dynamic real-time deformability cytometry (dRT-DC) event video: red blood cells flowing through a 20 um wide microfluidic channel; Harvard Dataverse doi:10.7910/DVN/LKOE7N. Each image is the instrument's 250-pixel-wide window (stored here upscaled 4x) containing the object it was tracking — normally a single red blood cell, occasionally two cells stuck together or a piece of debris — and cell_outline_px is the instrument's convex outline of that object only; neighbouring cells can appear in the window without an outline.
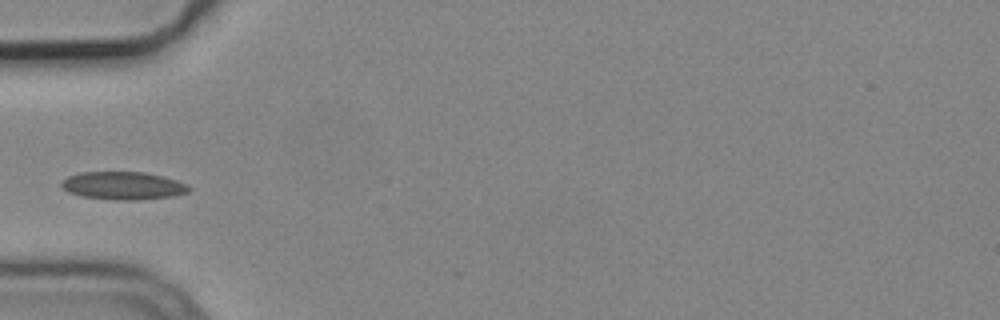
{"species": "common noctule bat (a hibernating species)", "species_latin": "Nyctalus noctula", "temperature_condition": "cold", "stored_images_in_passage": 5, "camera_frame_rate_fps": 3000, "um_per_image_px": 0.085, "animal": {"sex": "male", "body_mass_g": 19.2, "forearm_length_mm": 51.8}, "frame": {"image": 1, "passage_image": 4, "time_ms": 1.0, "image_size_px": [1000, 320], "cell_outline_px": [[192, 188], [188, 192], [172, 196], [140, 200], [112, 200], [84, 196], [68, 192], [60, 184], [68, 176], [80, 172], [144, 172], [176, 180], [188, 184]], "centroid_in_image_um": [10.49, 15.78], "position_along_channel_um": 74.5, "area_um2": 20.63}}
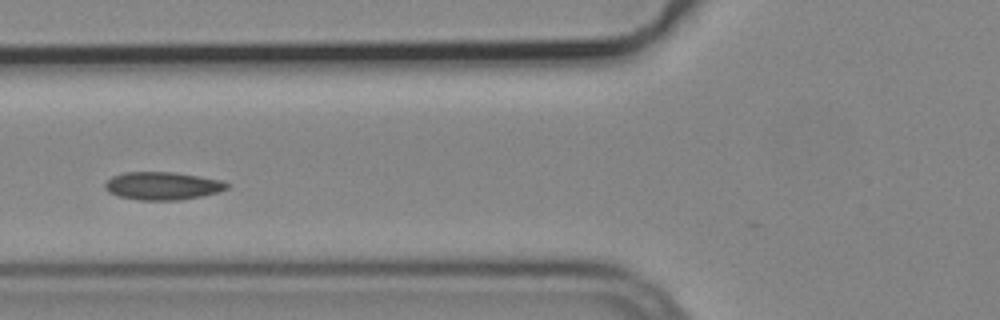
{"frame": {"image": 2, "passage_image": 5, "time_ms": 1.333, "image_size_px": [1000, 320], "cell_outline_px": [[228, 188], [220, 192], [180, 200], [136, 200], [120, 196], [108, 192], [104, 188], [104, 184], [112, 176], [124, 172], [172, 172], [220, 180], [228, 184]], "centroid_in_image_um": [13.78, 15.8], "position_along_channel_um": 112.0, "area_um2": 19.71}}